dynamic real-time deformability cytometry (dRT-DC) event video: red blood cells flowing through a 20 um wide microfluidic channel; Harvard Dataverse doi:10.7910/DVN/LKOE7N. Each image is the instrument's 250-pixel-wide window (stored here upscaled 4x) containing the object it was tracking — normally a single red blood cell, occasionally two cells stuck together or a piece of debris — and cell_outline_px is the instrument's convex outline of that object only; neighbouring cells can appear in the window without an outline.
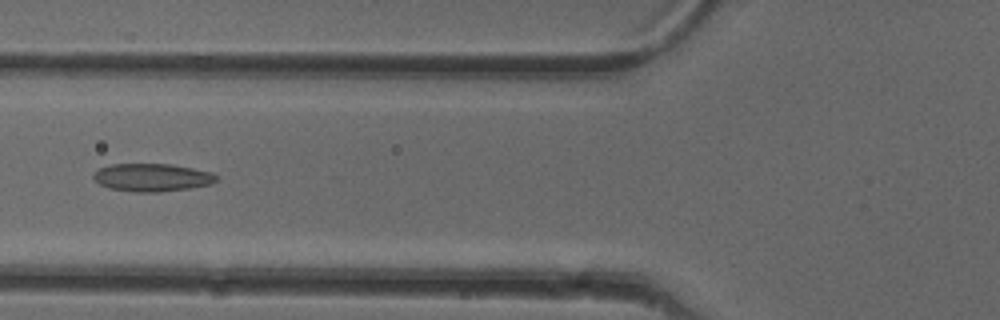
{"species": "common noctule bat (a hibernating species)", "species_latin": "Nyctalus noctula", "temperature_condition": "cold", "stored_images_in_passage": 18, "camera_frame_rate_fps": 3000, "um_per_image_px": 0.085, "animal": {"sex": "female"}, "frame": {"image": 1, "passage_image": 16, "time_ms": 5.0, "image_size_px": [1000, 320], "cell_outline_px": [[216, 180], [212, 184], [192, 188], [160, 192], [136, 192], [108, 188], [92, 180], [92, 172], [100, 168], [112, 164], [172, 164], [212, 172], [216, 176]], "centroid_in_image_um": [12.89, 15.09], "position_along_channel_um": 112.9, "area_um2": 20.17}}